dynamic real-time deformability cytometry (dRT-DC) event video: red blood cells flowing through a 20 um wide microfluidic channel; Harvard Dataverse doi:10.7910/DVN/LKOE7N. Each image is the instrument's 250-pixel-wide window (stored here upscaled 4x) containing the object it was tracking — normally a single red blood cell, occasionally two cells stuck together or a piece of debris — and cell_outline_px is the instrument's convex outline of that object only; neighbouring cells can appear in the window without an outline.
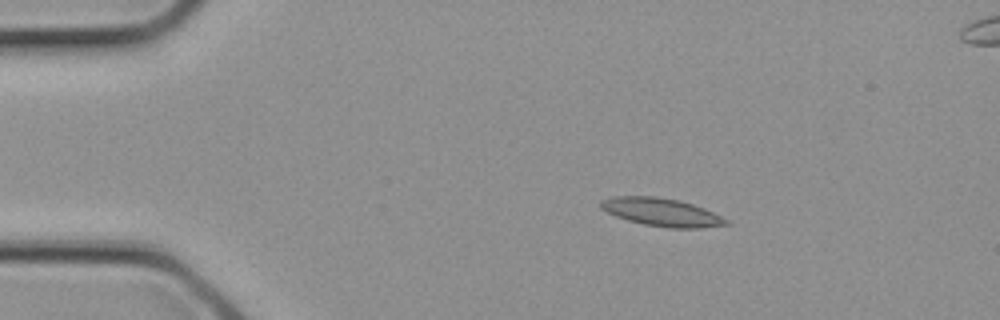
{"species": "common noctule bat (a hibernating species)", "species_latin": "Nyctalus noctula", "temperature_condition": "cold", "stored_images_in_passage": 3, "camera_frame_rate_fps": 3000, "um_per_image_px": 0.085, "animal": {"sex": "female", "body_mass_g": 21.9}, "frame": {"image": 1, "passage_image": 1, "time_ms": 0.0, "image_size_px": [1000, 320], "cell_outline_px": [[732, 224], [700, 228], [668, 228], [644, 224], [628, 220], [616, 216], [600, 208], [600, 200], [612, 196], [652, 196], [680, 200], [704, 208], [732, 220]], "centroid_in_image_um": [56.29, 18.04], "position_along_channel_um": 28.7, "area_um2": 20.69}}